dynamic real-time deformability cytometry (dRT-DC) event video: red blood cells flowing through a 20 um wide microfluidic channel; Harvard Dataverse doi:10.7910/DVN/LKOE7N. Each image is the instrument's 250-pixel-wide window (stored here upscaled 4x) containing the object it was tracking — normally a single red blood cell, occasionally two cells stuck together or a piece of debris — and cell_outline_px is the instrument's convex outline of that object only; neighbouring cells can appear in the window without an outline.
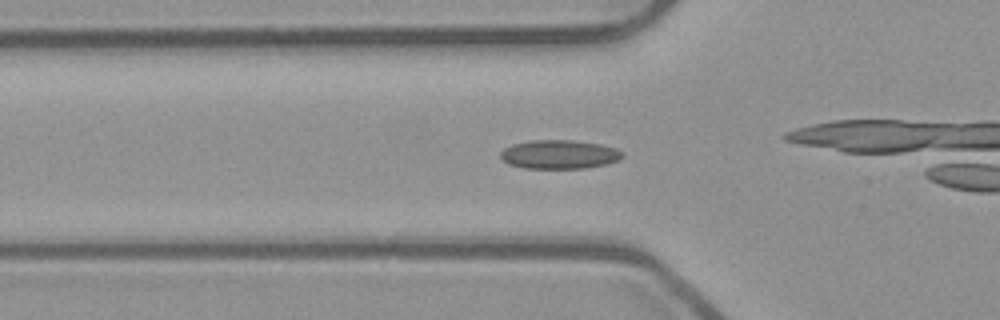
{"species": "common noctule bat (a hibernating species)", "species_latin": "Nyctalus noctula", "temperature_condition": "room temperature", "stored_images_in_passage": 34, "camera_frame_rate_fps": 3000, "um_per_image_px": 0.085, "animal": {"sex": "male", "body_mass_g": 23.1, "forearm_length_mm": 52.7}, "frame": {"image": 1, "passage_image": 9, "time_ms": 2.667, "image_size_px": [1000, 320], "cell_outline_px": [[624, 156], [620, 160], [608, 164], [584, 168], [524, 168], [508, 164], [500, 156], [500, 152], [504, 148], [512, 144], [532, 140], [572, 140], [600, 144], [616, 148], [624, 152]], "centroid_in_image_um": [47.57, 13.12], "position_along_channel_um": 78.2, "area_um2": 20.63}}
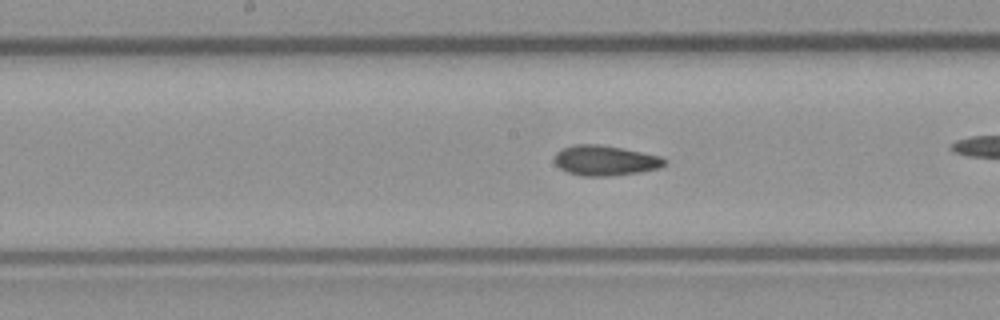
{"frame": {"image": 2, "passage_image": 18, "time_ms": 5.667, "image_size_px": [1000, 320], "cell_outline_px": [[668, 160], [660, 168], [640, 172], [608, 176], [584, 176], [568, 172], [560, 168], [556, 164], [556, 152], [564, 148], [576, 144], [600, 144], [660, 156]], "centroid_in_image_um": [51.46, 13.64], "position_along_channel_um": 196.7, "area_um2": 19.07}}
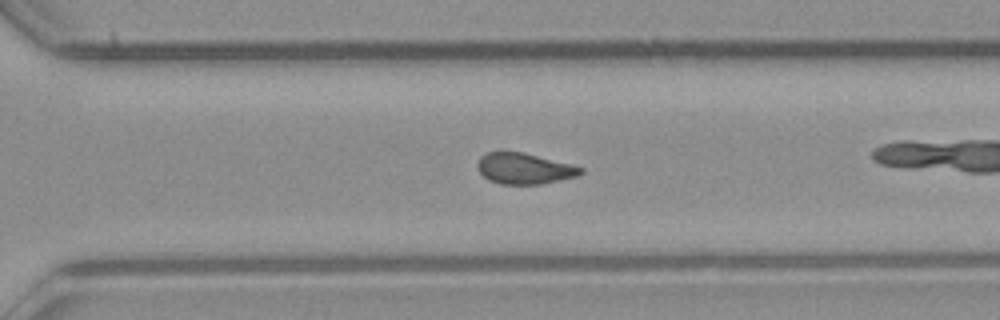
{"frame": {"image": 3, "passage_image": 28, "time_ms": 9.0, "image_size_px": [1000, 320], "cell_outline_px": [[584, 172], [576, 176], [540, 184], [500, 184], [488, 180], [480, 172], [476, 164], [480, 156], [488, 152], [520, 152], [572, 164], [584, 168]], "centroid_in_image_um": [44.55, 14.33], "position_along_channel_um": 326.1, "area_um2": 18.44}, "authors_computed_cell_mechanics": {"area_um2": 19.0451, "velocity_mm_per_s": 3.9005, "shape_relaxation_time_tau1_ms": null, "shape_relaxation_time_tau2_ms": 2.3988, "deformation_change_tau1": null, "deformation_change_tau2": 0.073}}